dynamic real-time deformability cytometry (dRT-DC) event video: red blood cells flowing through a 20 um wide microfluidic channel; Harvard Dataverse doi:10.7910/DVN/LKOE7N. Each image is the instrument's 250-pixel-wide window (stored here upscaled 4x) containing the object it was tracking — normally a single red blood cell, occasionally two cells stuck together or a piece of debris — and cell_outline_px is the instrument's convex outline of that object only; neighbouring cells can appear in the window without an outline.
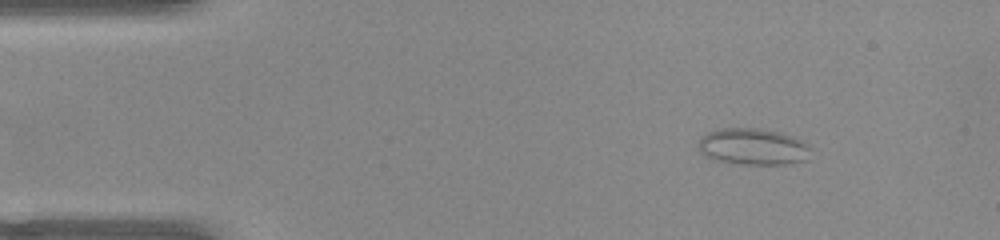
{"species": "common noctule bat (a hibernating species)", "species_latin": "Nyctalus noctula", "temperature_condition": "warm", "stored_images_in_passage": 46, "camera_frame_rate_fps": 3000, "um_per_image_px": 0.085, "animal": {"sex": "female", "body_mass_g": 22.0, "forearm_length_mm": 56.7}, "frame": {"image": 1, "passage_image": 1, "time_ms": 0.0, "image_size_px": [1000, 240], "cell_outline_px": [[808, 160], [788, 164], [740, 164], [712, 160], [704, 156], [700, 152], [700, 136], [716, 128], [760, 128], [780, 132], [804, 140], [808, 144]], "centroid_in_image_um": [63.99, 12.46], "position_along_channel_um": 21.0, "area_um2": 24.22}}
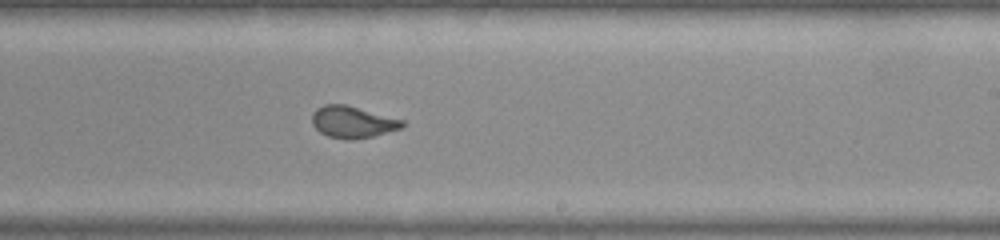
{"frame": {"image": 2, "passage_image": 25, "time_ms": 8.0, "image_size_px": [1000, 240], "cell_outline_px": [[408, 124], [404, 128], [372, 136], [352, 140], [344, 140], [328, 136], [320, 132], [312, 124], [312, 112], [316, 108], [324, 104], [344, 104], [404, 120]], "centroid_in_image_um": [29.99, 10.38], "position_along_channel_um": 259.0, "area_um2": 16.88}}
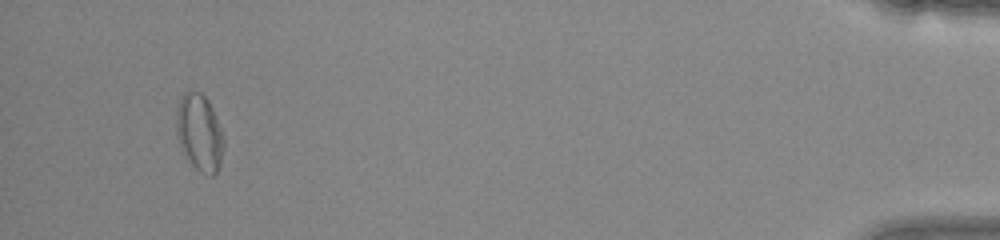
{"frame": {"image": 3, "passage_image": 43, "time_ms": 14.0, "image_size_px": [1000, 240], "cell_outline_px": [[224, 144], [220, 164], [216, 172], [212, 176], [208, 176], [200, 172], [188, 160], [180, 148], [176, 132], [176, 112], [180, 96], [184, 92], [200, 92], [208, 100], [212, 108], [224, 140]], "centroid_in_image_um": [16.93, 11.29], "position_along_channel_um": 418.3, "area_um2": 21.15}, "authors_computed_cell_mechanics": {"area_um2": 17.629, "velocity_mm_per_s": 3.9564, "shape_relaxation_time_tau1_ms": null, "shape_relaxation_time_tau2_ms": 0.6373, "deformation_change_tau1": null, "deformation_change_tau2": 0.0565}}